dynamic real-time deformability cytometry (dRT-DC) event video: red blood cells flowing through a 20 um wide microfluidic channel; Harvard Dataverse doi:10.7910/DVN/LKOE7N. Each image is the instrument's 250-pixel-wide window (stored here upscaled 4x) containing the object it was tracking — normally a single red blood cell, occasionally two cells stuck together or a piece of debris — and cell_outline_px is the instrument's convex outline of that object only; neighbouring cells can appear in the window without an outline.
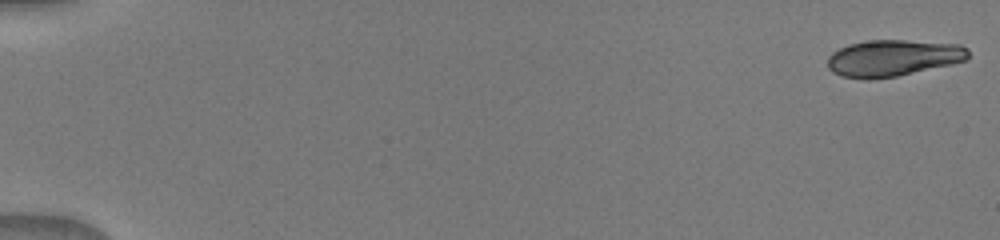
{"species": "human", "species_latin": "Homo sapiens", "temperature_condition": "warm", "stored_images_in_passage": 51, "camera_frame_rate_fps": 3000, "um_per_image_px": 0.085, "donor": {"sex": "male"}, "frame": {"image": 1, "passage_image": 1, "time_ms": 0.0, "image_size_px": [1000, 240], "cell_outline_px": [[968, 56], [964, 60], [952, 64], [896, 76], [872, 80], [868, 80], [840, 76], [832, 72], [828, 68], [828, 56], [832, 52], [848, 44], [864, 40], [904, 40], [960, 44], [968, 48]], "centroid_in_image_um": [75.86, 4.93], "position_along_channel_um": 9.1, "area_um2": 30.11}}
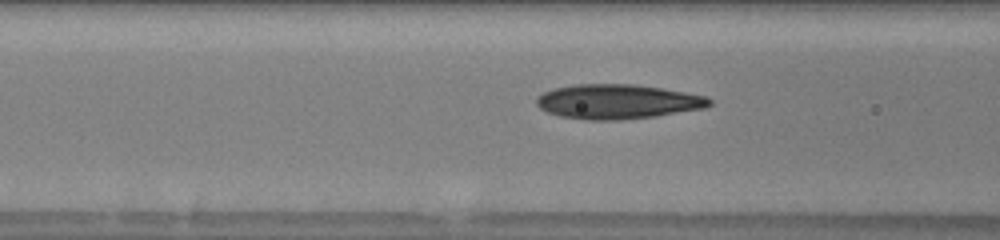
{"frame": {"image": 2, "passage_image": 22, "time_ms": 7.0, "image_size_px": [1000, 240], "cell_outline_px": [[712, 104], [704, 108], [656, 116], [620, 120], [588, 120], [560, 116], [548, 112], [540, 108], [536, 104], [536, 96], [552, 88], [576, 84], [632, 84], [660, 88], [708, 96], [712, 100]], "centroid_in_image_um": [52.48, 8.64], "position_along_channel_um": 114.1, "area_um2": 34.91}}
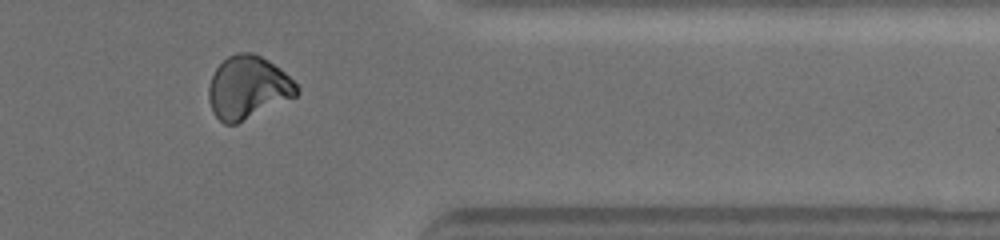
{"frame": {"image": 3, "passage_image": 43, "time_ms": 14.0, "image_size_px": [1000, 240], "cell_outline_px": [[300, 92], [296, 96], [236, 124], [224, 124], [212, 112], [208, 100], [208, 84], [216, 68], [228, 56], [236, 52], [252, 52], [268, 60], [280, 68], [300, 88]], "centroid_in_image_um": [21.05, 7.43], "position_along_channel_um": 390.3, "area_um2": 32.25}}